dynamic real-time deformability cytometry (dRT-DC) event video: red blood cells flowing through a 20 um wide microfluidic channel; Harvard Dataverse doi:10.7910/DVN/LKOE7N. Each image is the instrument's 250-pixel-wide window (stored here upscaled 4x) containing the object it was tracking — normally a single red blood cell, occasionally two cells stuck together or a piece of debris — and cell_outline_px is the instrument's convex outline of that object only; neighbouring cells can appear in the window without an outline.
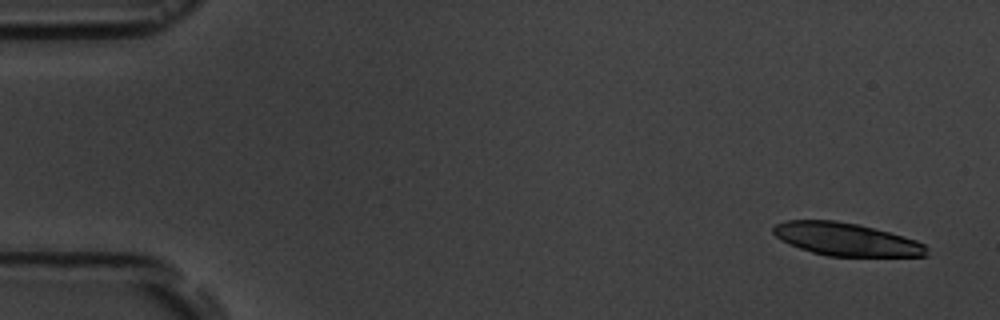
{"species": "common noctule bat (a hibernating species)", "species_latin": "Nyctalus noctula", "temperature_condition": "room temperature", "stored_images_in_passage": 4, "camera_frame_rate_fps": 3000, "um_per_image_px": 0.085, "animal": {"sex": "male", "body_mass_g": 19.5, "forearm_length_mm": 54.6}, "frame": {"image": 1, "passage_image": 1, "time_ms": 0.0, "image_size_px": [1000, 320], "cell_outline_px": [[928, 256], [828, 256], [812, 252], [788, 244], [780, 240], [772, 232], [772, 228], [776, 224], [784, 220], [836, 220], [856, 224], [888, 232], [916, 240], [924, 244], [928, 248]], "centroid_in_image_um": [71.89, 20.34], "position_along_channel_um": 13.1, "area_um2": 29.3}}